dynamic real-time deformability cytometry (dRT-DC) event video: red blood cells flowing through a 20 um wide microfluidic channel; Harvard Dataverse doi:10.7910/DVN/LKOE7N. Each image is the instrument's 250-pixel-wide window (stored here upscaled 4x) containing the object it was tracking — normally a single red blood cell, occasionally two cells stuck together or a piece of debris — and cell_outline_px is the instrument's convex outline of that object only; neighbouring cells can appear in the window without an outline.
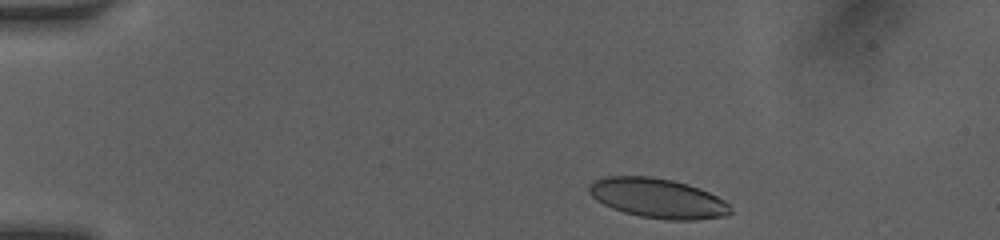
{"species": "human", "species_latin": "Homo sapiens", "temperature_condition": "room temperature", "stored_images_in_passage": 41, "camera_frame_rate_fps": 3000, "um_per_image_px": 0.085, "donor": {"sex": "female"}, "frame": {"image": 1, "passage_image": 1, "time_ms": 0.0, "image_size_px": [1000, 240], "cell_outline_px": [[732, 212], [728, 216], [696, 220], [664, 220], [640, 216], [624, 212], [612, 208], [596, 200], [588, 192], [588, 188], [596, 180], [604, 176], [652, 176], [672, 180], [688, 184], [700, 188], [724, 200], [732, 208]], "centroid_in_image_um": [55.94, 16.85], "position_along_channel_um": 29.1, "area_um2": 32.83}}
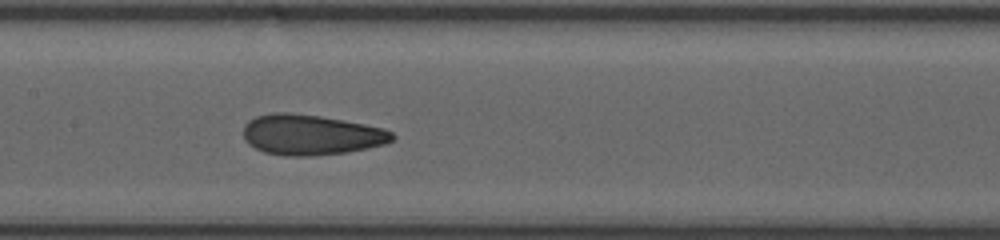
{"frame": {"image": 2, "passage_image": 16, "time_ms": 5.667, "image_size_px": [1000, 240], "cell_outline_px": [[396, 136], [392, 140], [384, 144], [368, 148], [348, 152], [308, 156], [288, 156], [264, 152], [248, 144], [244, 140], [244, 124], [248, 120], [256, 116], [272, 112], [288, 112], [320, 116], [364, 124], [384, 128], [392, 132]], "centroid_in_image_um": [26.42, 11.45], "position_along_channel_um": 181.0, "area_um2": 35.14}}
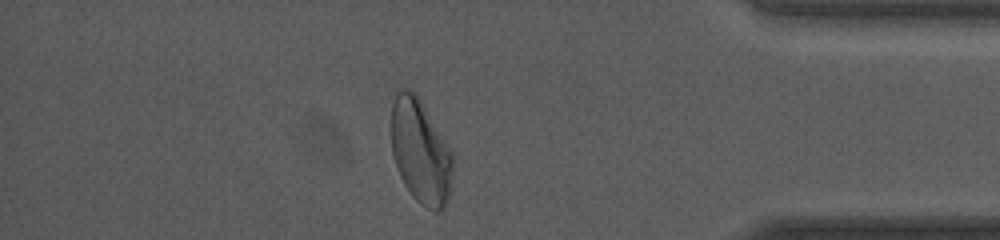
{"frame": {"image": 3, "passage_image": 35, "time_ms": 11.667, "image_size_px": [1000, 240], "cell_outline_px": [[452, 192], [444, 208], [436, 212], [420, 204], [412, 196], [404, 184], [400, 176], [392, 152], [392, 104], [396, 92], [400, 88], [408, 88], [420, 100], [452, 152]], "centroid_in_image_um": [35.75, 12.93], "position_along_channel_um": 399.4, "area_um2": 37.17}, "authors_computed_cell_mechanics": {"area_um2": 34.9112, "velocity_mm_per_s": 4.0985, "shape_relaxation_time_tau1_ms": 6.3334, "shape_relaxation_time_tau2_ms": 1.2774, "deformation_change_tau1": 0.178, "deformation_change_tau2": 0.0807}}